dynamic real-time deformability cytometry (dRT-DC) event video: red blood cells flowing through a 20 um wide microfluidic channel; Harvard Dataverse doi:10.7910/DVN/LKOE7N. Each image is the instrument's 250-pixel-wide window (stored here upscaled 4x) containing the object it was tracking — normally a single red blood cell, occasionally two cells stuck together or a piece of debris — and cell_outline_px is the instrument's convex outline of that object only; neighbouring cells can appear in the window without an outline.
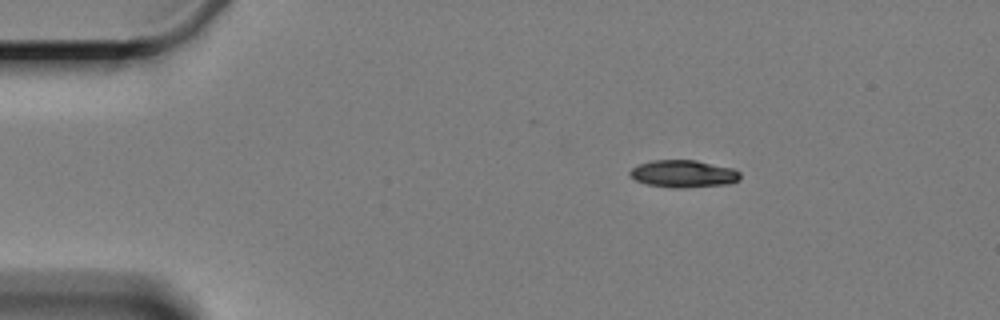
{"species": "Egyptian fruit bat (a non-hibernating species)", "species_latin": "Rousettus aegyptiacus", "temperature_condition": "cold", "stored_images_in_passage": 4, "camera_frame_rate_fps": 3000, "um_per_image_px": 0.085, "animal": {"sex": "female"}, "frame": {"image": 1, "passage_image": 1, "time_ms": 0.0, "image_size_px": [1000, 320], "cell_outline_px": [[740, 180], [728, 184], [684, 188], [680, 188], [648, 184], [636, 180], [628, 172], [632, 168], [640, 164], [652, 160], [696, 160], [732, 168], [740, 172]], "centroid_in_image_um": [58.13, 14.76], "position_along_channel_um": 26.9, "area_um2": 17.4}}
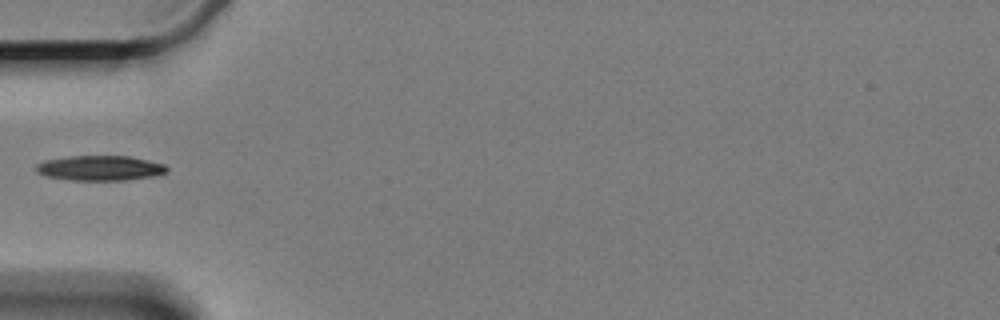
{"frame": {"image": 2, "passage_image": 4, "time_ms": 3.333, "image_size_px": [1000, 320], "cell_outline_px": [[168, 172], [156, 176], [124, 180], [72, 180], [48, 176], [36, 172], [36, 164], [44, 160], [68, 156], [128, 156], [164, 164], [168, 168]], "centroid_in_image_um": [8.51, 14.28], "position_along_channel_um": 76.5, "area_um2": 19.02}}